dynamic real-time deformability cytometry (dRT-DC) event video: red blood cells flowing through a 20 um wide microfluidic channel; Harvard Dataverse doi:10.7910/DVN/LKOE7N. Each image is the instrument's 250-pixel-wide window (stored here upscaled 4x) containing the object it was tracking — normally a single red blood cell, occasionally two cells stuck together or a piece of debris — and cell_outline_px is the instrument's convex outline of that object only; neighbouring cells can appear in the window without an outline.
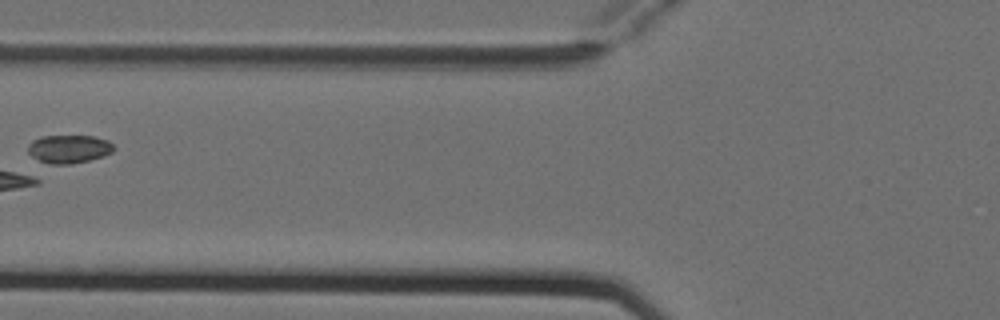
{"species": "Egyptian fruit bat (a non-hibernating species)", "species_latin": "Rousettus aegyptiacus", "temperature_condition": "cold", "stored_images_in_passage": 6, "camera_frame_rate_fps": 3000, "um_per_image_px": 0.085, "animal": {"sex": "female"}, "frame": {"image": 1, "passage_image": 6, "time_ms": 1.667, "image_size_px": [1000, 320], "cell_outline_px": [[116, 148], [112, 152], [104, 156], [88, 160], [68, 164], [52, 164], [40, 160], [32, 156], [28, 152], [28, 144], [32, 140], [40, 136], [92, 136], [108, 140]], "centroid_in_image_um": [5.86, 12.65], "position_along_channel_um": 119.9, "area_um2": 14.05}}